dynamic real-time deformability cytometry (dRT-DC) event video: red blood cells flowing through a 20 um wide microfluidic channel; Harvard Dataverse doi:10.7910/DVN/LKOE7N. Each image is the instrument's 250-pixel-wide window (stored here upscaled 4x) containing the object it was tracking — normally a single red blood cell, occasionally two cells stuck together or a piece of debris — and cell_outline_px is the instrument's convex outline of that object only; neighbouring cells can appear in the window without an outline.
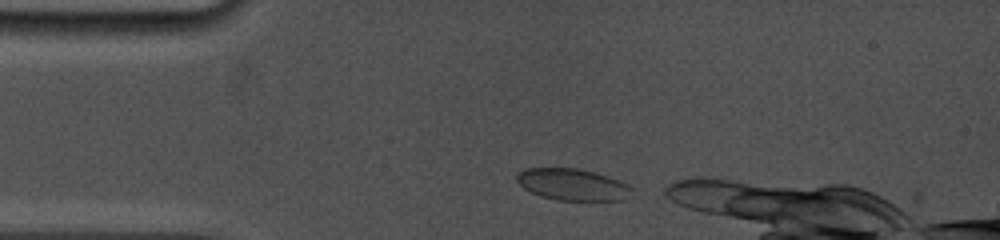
{"species": "common noctule bat (a hibernating species)", "species_latin": "Nyctalus noctula", "temperature_condition": "cold", "stored_images_in_passage": 3, "camera_frame_rate_fps": 5000, "um_per_image_px": 0.085, "animal": {"sex": "female", "body_mass_g": 19.0, "forearm_length_mm": 53.3}, "frame": {"image": 1, "passage_image": 1, "time_ms": 0.0, "image_size_px": [1000, 240], "cell_outline_px": [[636, 188], [624, 200], [556, 200], [540, 196], [524, 188], [516, 180], [516, 172], [524, 168], [576, 168], [608, 176], [628, 184]], "centroid_in_image_um": [48.66, 15.68], "position_along_channel_um": 36.3, "area_um2": 21.33}}